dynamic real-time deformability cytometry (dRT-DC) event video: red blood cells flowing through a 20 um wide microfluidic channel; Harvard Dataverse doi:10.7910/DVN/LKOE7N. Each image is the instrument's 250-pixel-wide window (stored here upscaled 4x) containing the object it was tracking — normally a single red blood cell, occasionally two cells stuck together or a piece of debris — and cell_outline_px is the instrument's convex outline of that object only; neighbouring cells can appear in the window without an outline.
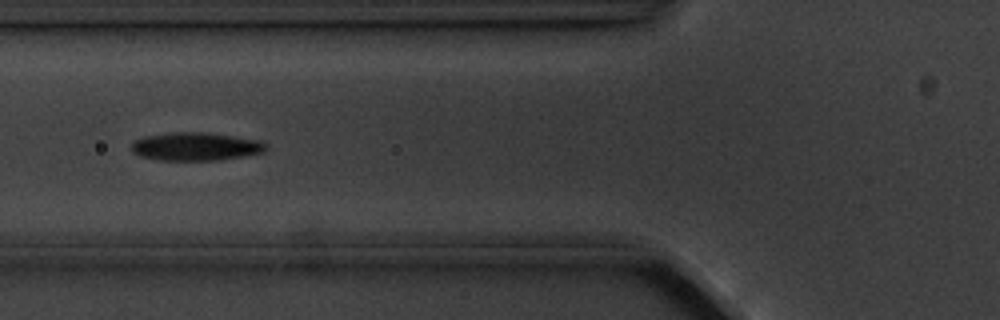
{"species": "common noctule bat (a hibernating species)", "species_latin": "Nyctalus noctula", "temperature_condition": "cold", "stored_images_in_passage": 5, "camera_frame_rate_fps": 3000, "um_per_image_px": 0.085, "animal": {"sex": "male", "body_mass_g": 20.1, "forearm_length_mm": 53.5}, "frame": {"image": 1, "passage_image": 3, "time_ms": 2.333, "image_size_px": [1000, 320], "cell_outline_px": [[268, 148], [264, 152], [244, 156], [220, 160], [156, 160], [140, 156], [132, 152], [132, 144], [136, 140], [144, 136], [172, 132], [208, 132], [260, 140], [268, 144]], "centroid_in_image_um": [16.67, 12.45], "position_along_channel_um": 109.1, "area_um2": 22.31}}